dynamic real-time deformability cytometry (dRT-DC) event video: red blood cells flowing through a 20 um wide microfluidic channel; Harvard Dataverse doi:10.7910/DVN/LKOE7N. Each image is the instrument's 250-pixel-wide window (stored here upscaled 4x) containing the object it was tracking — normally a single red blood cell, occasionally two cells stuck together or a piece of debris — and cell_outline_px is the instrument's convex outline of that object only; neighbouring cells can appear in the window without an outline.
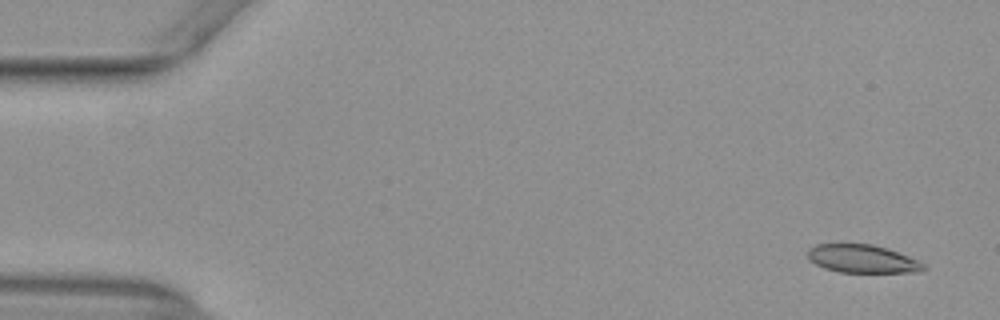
{"species": "common noctule bat (a hibernating species)", "species_latin": "Nyctalus noctula", "temperature_condition": "warm", "stored_images_in_passage": 54, "segment_of_instrument_passage": [1, 2], "camera_frame_rate_fps": 3000, "um_per_image_px": 0.085, "animal": {"sex": "female", "body_mass_g": 29.2, "forearm_length_mm": 56.3}, "frame": {"image": 1, "passage_image": 3, "time_ms": 0.667, "image_size_px": [1000, 320], "cell_outline_px": [[928, 268], [920, 272], [840, 272], [824, 268], [808, 260], [808, 248], [816, 244], [872, 244], [888, 248], [920, 260]], "centroid_in_image_um": [73.33, 22.0], "position_along_channel_um": 11.7, "area_um2": 19.19}}
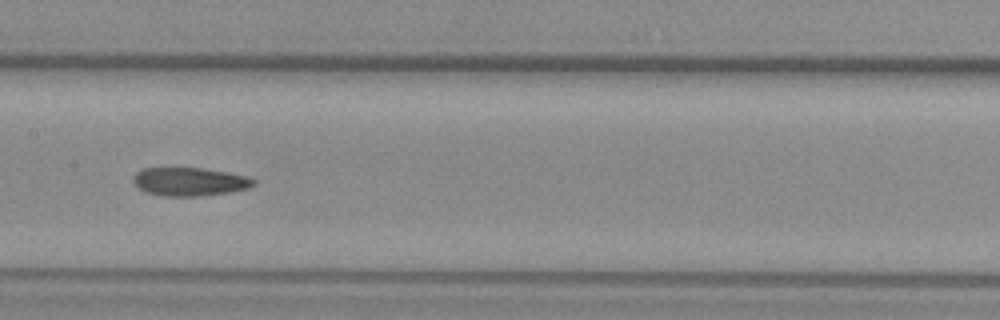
{"frame": {"image": 2, "passage_image": 27, "time_ms": 8.667, "image_size_px": [1000, 320], "cell_outline_px": [[256, 184], [248, 188], [228, 192], [200, 196], [164, 196], [144, 192], [132, 180], [132, 176], [136, 172], [144, 168], [200, 168], [228, 172], [248, 176], [256, 180]], "centroid_in_image_um": [16.12, 15.44], "position_along_channel_um": 191.3, "area_um2": 19.94}}
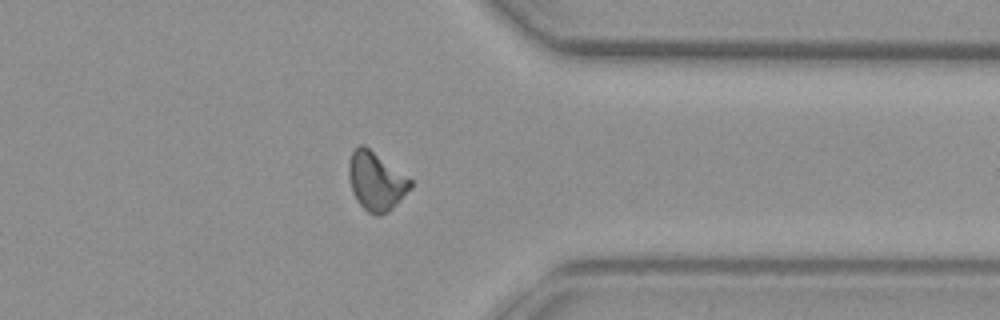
{"frame": {"image": 3, "passage_image": 42, "time_ms": 13.667, "image_size_px": [1000, 320], "cell_outline_px": [[412, 188], [388, 212], [380, 216], [376, 216], [368, 212], [356, 200], [352, 192], [348, 176], [348, 164], [352, 152], [360, 144], [364, 144], [412, 180]], "centroid_in_image_um": [31.95, 15.41], "position_along_channel_um": 379.4, "area_um2": 21.04}}